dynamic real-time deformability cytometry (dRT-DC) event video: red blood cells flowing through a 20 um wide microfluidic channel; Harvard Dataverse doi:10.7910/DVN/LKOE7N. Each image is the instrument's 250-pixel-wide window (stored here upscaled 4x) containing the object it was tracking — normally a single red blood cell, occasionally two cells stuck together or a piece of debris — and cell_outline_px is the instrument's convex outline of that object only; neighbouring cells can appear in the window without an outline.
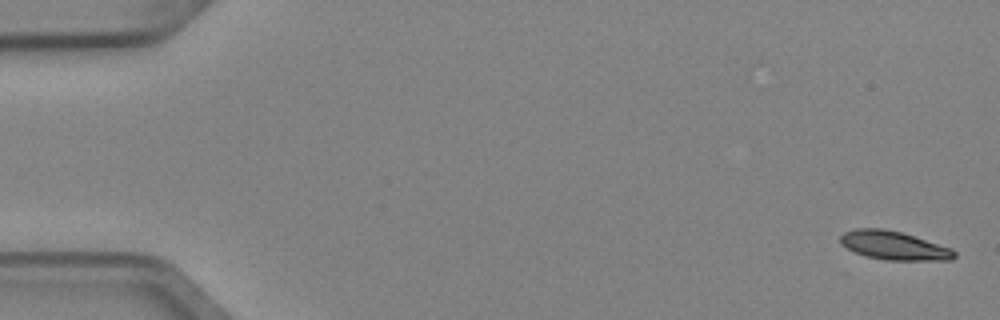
{"species": "Egyptian fruit bat (a non-hibernating species)", "species_latin": "Rousettus aegyptiacus", "temperature_condition": "cold", "stored_images_in_passage": 2, "segment_of_instrument_passage": [2, 2], "camera_frame_rate_fps": 3000, "um_per_image_px": 0.085, "animal": {"sex": "female"}, "frame": {"image": 1, "passage_image": 2, "time_ms": 0.333, "image_size_px": [1000, 320], "cell_outline_px": [[956, 256], [952, 260], [884, 260], [864, 256], [840, 244], [840, 236], [844, 232], [856, 228], [884, 228], [900, 232], [952, 248], [956, 252]], "centroid_in_image_um": [75.97, 20.87], "position_along_channel_um": 9.0, "area_um2": 19.02}}